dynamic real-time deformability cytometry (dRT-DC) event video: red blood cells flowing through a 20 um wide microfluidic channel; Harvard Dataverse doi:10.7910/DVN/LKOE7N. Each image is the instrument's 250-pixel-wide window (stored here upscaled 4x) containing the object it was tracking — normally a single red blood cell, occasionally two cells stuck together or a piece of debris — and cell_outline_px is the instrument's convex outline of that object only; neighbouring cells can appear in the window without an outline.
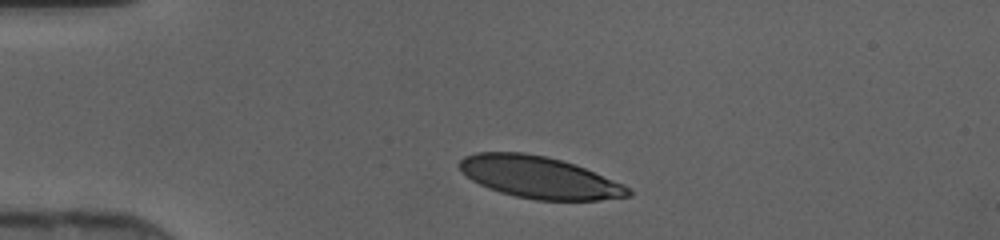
{"species": "human", "species_latin": "Homo sapiens", "temperature_condition": "cold", "stored_images_in_passage": 32, "camera_frame_rate_fps": 3000, "um_per_image_px": 0.085, "donor": {"sex": "female"}, "frame": {"image": 1, "passage_image": 1, "time_ms": 0.0, "image_size_px": [1000, 240], "cell_outline_px": [[632, 196], [600, 200], [536, 200], [516, 196], [500, 192], [488, 188], [472, 180], [460, 168], [460, 160], [464, 156], [476, 152], [524, 152], [544, 156], [576, 164], [624, 184], [632, 192]], "centroid_in_image_um": [45.87, 15.07], "position_along_channel_um": 39.1, "area_um2": 41.04}}
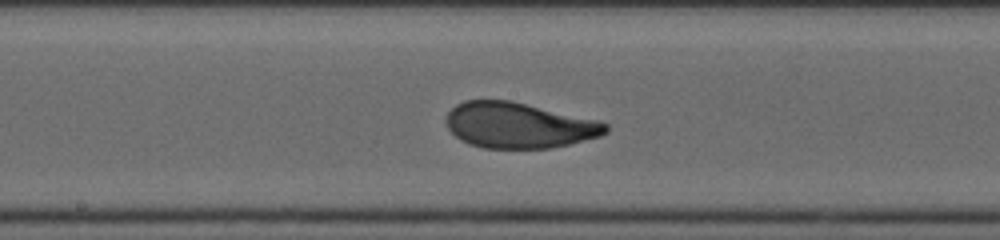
{"frame": {"image": 2, "passage_image": 15, "time_ms": 4.667, "image_size_px": [1000, 240], "cell_outline_px": [[608, 132], [600, 136], [552, 148], [484, 148], [460, 140], [448, 128], [448, 112], [456, 104], [464, 100], [512, 100], [600, 120], [608, 124]], "centroid_in_image_um": [44.14, 10.64], "position_along_channel_um": 204.1, "area_um2": 42.48}}
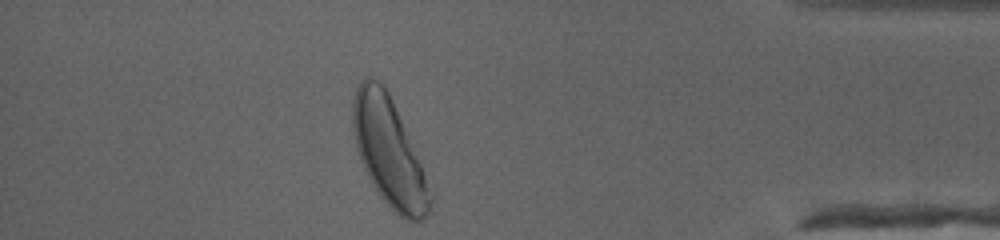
{"frame": {"image": 3, "passage_image": 31, "time_ms": 10.0, "image_size_px": [1000, 240], "cell_outline_px": [[432, 200], [428, 212], [420, 220], [408, 220], [400, 216], [380, 196], [360, 156], [356, 144], [352, 124], [352, 104], [356, 88], [360, 80], [364, 76], [372, 76], [380, 80], [384, 84], [392, 100], [424, 172], [432, 192]], "centroid_in_image_um": [33.05, 12.84], "position_along_channel_um": 402.2, "area_um2": 47.51}}